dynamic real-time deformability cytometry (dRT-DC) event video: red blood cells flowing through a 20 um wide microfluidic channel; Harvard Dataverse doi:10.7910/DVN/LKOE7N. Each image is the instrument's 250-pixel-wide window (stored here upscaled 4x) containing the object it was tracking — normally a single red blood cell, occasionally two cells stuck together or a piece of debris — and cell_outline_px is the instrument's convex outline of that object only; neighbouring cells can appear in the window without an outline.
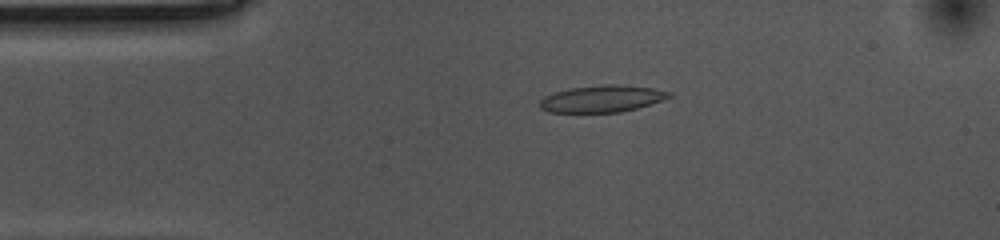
{"species": "common noctule bat (a hibernating species)", "species_latin": "Nyctalus noctula", "temperature_condition": "cold", "stored_images_in_passage": 55, "camera_frame_rate_fps": 3000, "um_per_image_px": 0.085, "animal": {"sex": "female", "body_mass_g": 10.0, "forearm_length_mm": 53.1}, "frame": {"image": 1, "passage_image": 10, "time_ms": 3.0, "image_size_px": [1000, 240], "cell_outline_px": [[672, 96], [636, 108], [620, 112], [548, 112], [540, 108], [540, 100], [544, 96], [552, 92], [572, 88], [604, 84], [620, 84], [652, 88], [672, 92]], "centroid_in_image_um": [51.13, 8.38], "position_along_channel_um": 33.9, "area_um2": 20.11}}
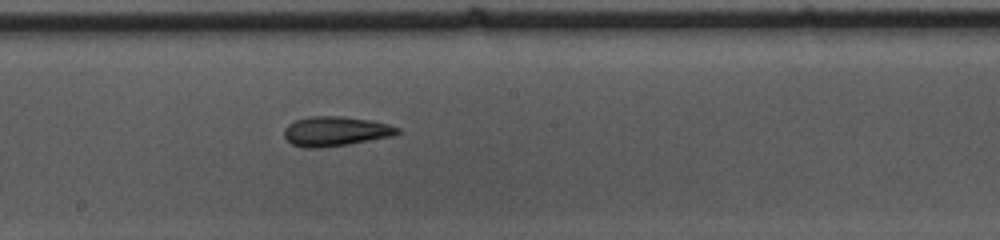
{"frame": {"image": 2, "passage_image": 28, "time_ms": 9.0, "image_size_px": [1000, 240], "cell_outline_px": [[400, 132], [392, 136], [348, 144], [320, 148], [304, 148], [292, 144], [284, 136], [284, 128], [288, 124], [296, 120], [308, 116], [340, 116], [372, 120], [388, 124], [400, 128]], "centroid_in_image_um": [28.51, 11.15], "position_along_channel_um": 219.7, "area_um2": 19.59}}
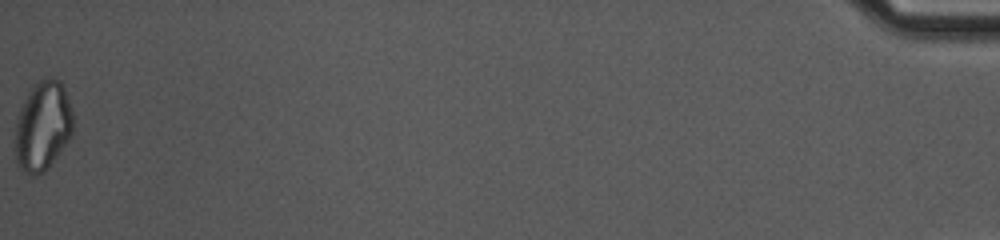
{"frame": {"image": 3, "passage_image": 55, "time_ms": 18.0, "image_size_px": [1000, 240], "cell_outline_px": [[72, 136], [48, 168], [44, 172], [36, 176], [24, 172], [16, 164], [16, 120], [20, 108], [32, 84], [40, 80], [60, 80], [64, 84], [72, 112]], "centroid_in_image_um": [3.64, 10.73], "position_along_channel_um": 431.6, "area_um2": 30.17}, "authors_computed_cell_mechanics": {"area_um2": 20.0566, "velocity_mm_per_s": 3.5411, "shape_relaxation_time_tau1_ms": 6.9724, "shape_relaxation_time_tau2_ms": 3.5218, "deformation_change_tau1": 0.1636, "deformation_change_tau2": 0.1105}}